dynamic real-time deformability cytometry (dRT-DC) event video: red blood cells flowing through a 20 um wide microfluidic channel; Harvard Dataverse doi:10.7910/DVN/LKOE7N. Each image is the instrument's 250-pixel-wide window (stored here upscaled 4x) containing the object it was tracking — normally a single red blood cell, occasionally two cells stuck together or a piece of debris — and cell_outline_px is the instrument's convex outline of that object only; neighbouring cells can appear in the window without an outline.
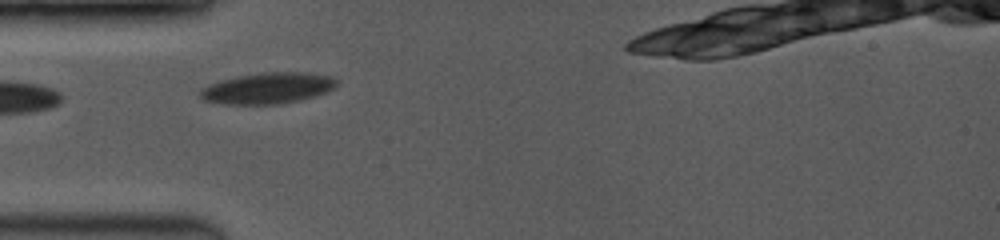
{"species": "common noctule bat (a hibernating species)", "species_latin": "Nyctalus noctula", "temperature_condition": "room temperature", "stored_images_in_passage": 6, "camera_frame_rate_fps": 3500, "um_per_image_px": 0.085, "animal": {"sex": "female", "body_mass_g": 19.0, "forearm_length_mm": 53.3}, "frame": {"image": 1, "passage_image": 2, "time_ms": 0.571, "image_size_px": [1000, 240], "cell_outline_px": [[336, 84], [328, 92], [316, 96], [300, 100], [276, 104], [224, 104], [204, 100], [200, 96], [200, 88], [208, 84], [220, 80], [236, 76], [264, 72], [300, 72], [332, 76], [336, 80]], "centroid_in_image_um": [22.73, 7.49], "position_along_channel_um": 62.3, "area_um2": 24.74}}
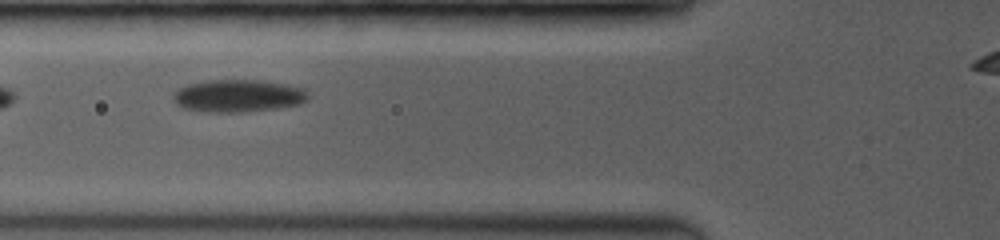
{"frame": {"image": 2, "passage_image": 4, "time_ms": 1.714, "image_size_px": [1000, 240], "cell_outline_px": [[308, 100], [300, 104], [276, 108], [244, 112], [200, 112], [184, 108], [176, 104], [172, 100], [172, 92], [188, 84], [208, 80], [260, 80], [288, 84], [304, 88], [308, 92]], "centroid_in_image_um": [20.23, 8.15], "position_along_channel_um": 105.6, "area_um2": 25.89}}
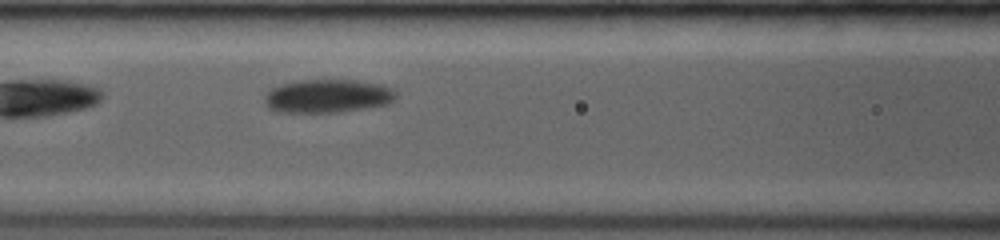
{"frame": {"image": 3, "passage_image": 6, "time_ms": 2.571, "image_size_px": [1000, 240], "cell_outline_px": [[396, 96], [388, 104], [340, 112], [276, 112], [268, 108], [264, 104], [264, 96], [272, 88], [280, 84], [300, 80], [356, 80], [380, 84], [392, 88], [396, 92]], "centroid_in_image_um": [27.81, 8.16], "position_along_channel_um": 138.8, "area_um2": 25.66}}